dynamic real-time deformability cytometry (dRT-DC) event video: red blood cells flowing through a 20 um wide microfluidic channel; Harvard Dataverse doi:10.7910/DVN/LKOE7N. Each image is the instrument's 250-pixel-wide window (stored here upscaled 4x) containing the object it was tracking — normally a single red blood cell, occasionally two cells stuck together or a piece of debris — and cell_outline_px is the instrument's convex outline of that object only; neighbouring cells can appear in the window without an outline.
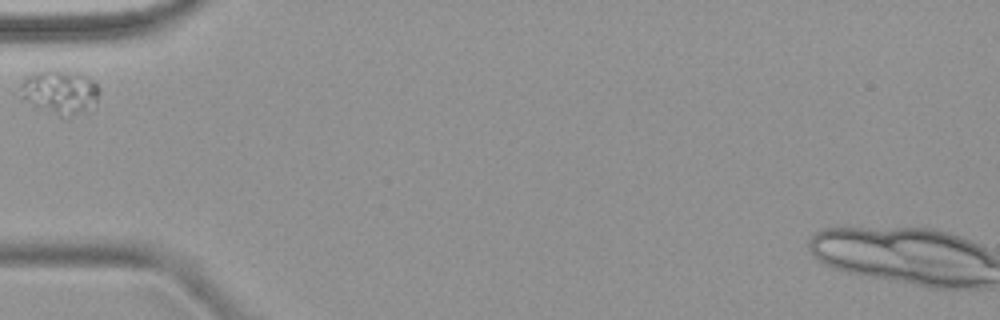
{"species": "common noctule bat (a hibernating species)", "species_latin": "Nyctalus noctula", "temperature_condition": "warm", "stored_images_in_passage": 11, "camera_frame_rate_fps": 3000, "um_per_image_px": 0.085, "animal": {"sex": "female", "body_mass_g": 18.4}, "frame": {"image": 1, "passage_image": 1, "time_ms": 0.0, "image_size_px": [1000, 320], "cell_outline_px": [[100, 92], [96, 108], [92, 112], [68, 120], [36, 108], [24, 100], [20, 96], [20, 84], [32, 72], [48, 68], [52, 68], [76, 72], [92, 80], [100, 88]], "centroid_in_image_um": [5.15, 7.88], "position_along_channel_um": 79.9, "area_um2": 21.79}}
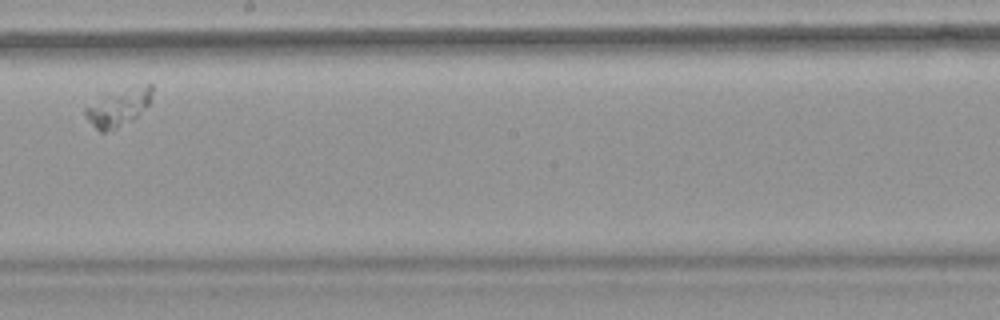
{"frame": {"image": 2, "passage_image": 5, "time_ms": 4.667, "image_size_px": [1000, 320], "cell_outline_px": [[152, 92], [148, 104], [136, 116], [116, 128], [104, 132], [100, 132], [84, 116], [84, 108], [100, 96], [148, 84], [152, 84]], "centroid_in_image_um": [10.0, 9.14], "position_along_channel_um": 238.2, "area_um2": 13.99}}
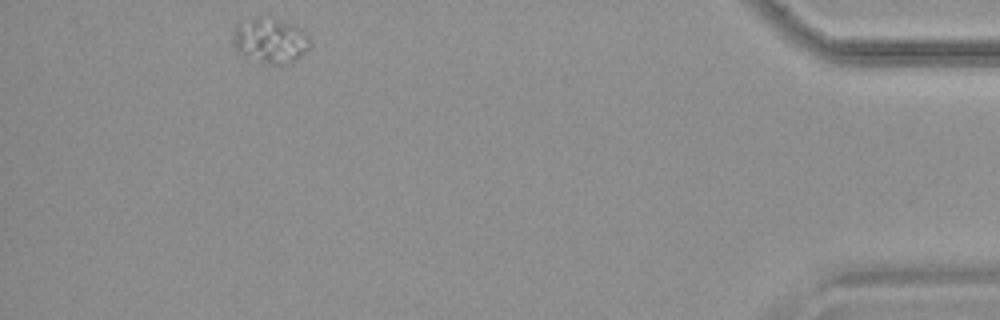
{"frame": {"image": 3, "passage_image": 10, "time_ms": 11.333, "image_size_px": [1000, 320], "cell_outline_px": [[312, 44], [300, 56], [292, 60], [280, 64], [268, 64], [236, 52], [232, 48], [232, 40], [236, 24], [240, 20], [256, 16], [260, 16], [296, 24], [308, 36]], "centroid_in_image_um": [22.91, 3.4], "position_along_channel_um": 412.3, "area_um2": 20.4}}